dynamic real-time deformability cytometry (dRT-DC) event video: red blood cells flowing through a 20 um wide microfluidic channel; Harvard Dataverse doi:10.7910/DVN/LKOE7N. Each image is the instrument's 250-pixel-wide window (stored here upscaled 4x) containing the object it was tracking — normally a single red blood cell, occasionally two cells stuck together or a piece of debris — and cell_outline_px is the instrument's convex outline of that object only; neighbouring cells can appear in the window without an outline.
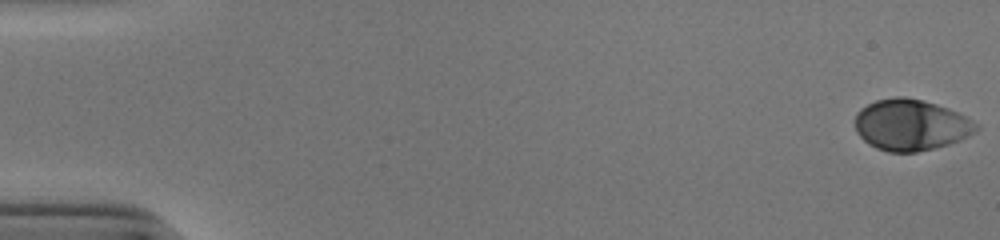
{"species": "human", "species_latin": "Homo sapiens", "temperature_condition": "cold", "stored_images_in_passage": 54, "camera_frame_rate_fps": 3000, "um_per_image_px": 0.085, "donor": {"sex": "male"}, "frame": {"image": 1, "passage_image": 1, "time_ms": 0.0, "image_size_px": [1000, 240], "cell_outline_px": [[980, 128], [976, 132], [960, 140], [948, 144], [916, 152], [888, 152], [876, 148], [868, 144], [856, 132], [856, 112], [860, 108], [876, 100], [896, 96], [904, 96], [936, 104], [948, 108], [972, 120]], "centroid_in_image_um": [77.4, 10.62], "position_along_channel_um": 7.6, "area_um2": 36.01}}
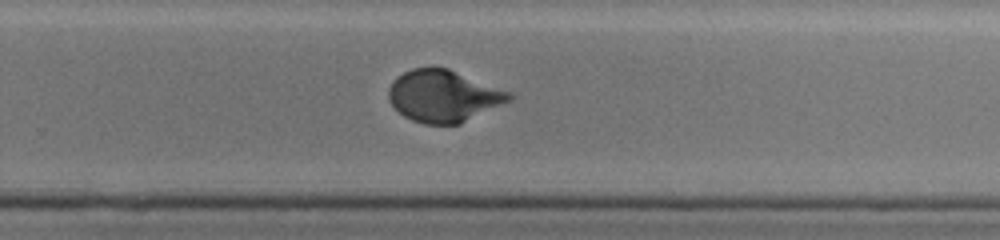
{"frame": {"image": 2, "passage_image": 36, "time_ms": 11.667, "image_size_px": [1000, 240], "cell_outline_px": [[512, 100], [460, 124], [424, 124], [412, 120], [404, 116], [388, 100], [388, 88], [392, 80], [396, 76], [412, 68], [432, 64], [448, 68], [512, 92]], "centroid_in_image_um": [37.68, 8.12], "position_along_channel_um": 292.1, "area_um2": 37.05}}
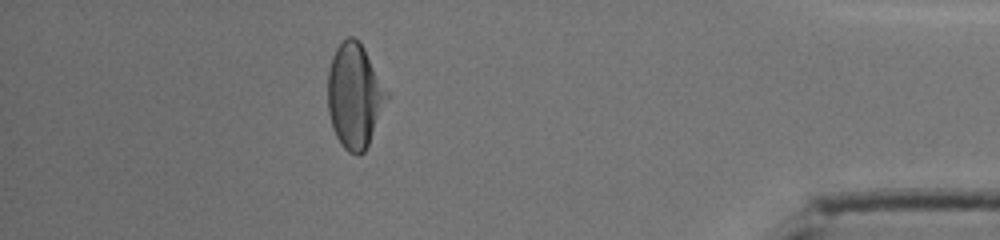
{"frame": {"image": 3, "passage_image": 48, "time_ms": 15.667, "image_size_px": [1000, 240], "cell_outline_px": [[388, 96], [368, 144], [364, 152], [360, 156], [356, 156], [348, 152], [340, 144], [336, 136], [328, 112], [328, 72], [332, 56], [336, 48], [348, 36], [352, 36], [364, 48], [388, 92]], "centroid_in_image_um": [30.12, 8.16], "position_along_channel_um": 405.1, "area_um2": 35.43}, "authors_computed_cell_mechanics": {"area_um2": 35.8649, "velocity_mm_per_s": 3.8662, "shape_relaxation_time_tau1_ms": 3.4946, "shape_relaxation_time_tau2_ms": null, "deformation_change_tau1": 0.1594, "deformation_change_tau2": null}}